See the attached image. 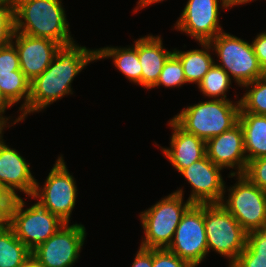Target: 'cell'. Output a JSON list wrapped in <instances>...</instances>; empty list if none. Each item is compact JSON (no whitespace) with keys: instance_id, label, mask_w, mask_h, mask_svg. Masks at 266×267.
I'll return each mask as SVG.
<instances>
[{"instance_id":"cell-8","label":"cell","mask_w":266,"mask_h":267,"mask_svg":"<svg viewBox=\"0 0 266 267\" xmlns=\"http://www.w3.org/2000/svg\"><path fill=\"white\" fill-rule=\"evenodd\" d=\"M39 186L36 182L31 198L39 199L37 202L43 208L58 216L63 222L69 223L78 193L76 181L69 173L62 155L50 170L44 187Z\"/></svg>"},{"instance_id":"cell-24","label":"cell","mask_w":266,"mask_h":267,"mask_svg":"<svg viewBox=\"0 0 266 267\" xmlns=\"http://www.w3.org/2000/svg\"><path fill=\"white\" fill-rule=\"evenodd\" d=\"M230 267H266V229L247 233L245 249Z\"/></svg>"},{"instance_id":"cell-21","label":"cell","mask_w":266,"mask_h":267,"mask_svg":"<svg viewBox=\"0 0 266 267\" xmlns=\"http://www.w3.org/2000/svg\"><path fill=\"white\" fill-rule=\"evenodd\" d=\"M202 49L189 51L173 50V53L180 59L187 83L199 84L204 75L215 63L210 54L212 49L209 42H200Z\"/></svg>"},{"instance_id":"cell-11","label":"cell","mask_w":266,"mask_h":267,"mask_svg":"<svg viewBox=\"0 0 266 267\" xmlns=\"http://www.w3.org/2000/svg\"><path fill=\"white\" fill-rule=\"evenodd\" d=\"M85 238L84 225L65 223L33 250L32 255L43 267H71L80 257Z\"/></svg>"},{"instance_id":"cell-20","label":"cell","mask_w":266,"mask_h":267,"mask_svg":"<svg viewBox=\"0 0 266 267\" xmlns=\"http://www.w3.org/2000/svg\"><path fill=\"white\" fill-rule=\"evenodd\" d=\"M135 45L129 47H104L96 49V58L113 59L116 68L133 83L141 85L142 67L138 58V39L134 41Z\"/></svg>"},{"instance_id":"cell-2","label":"cell","mask_w":266,"mask_h":267,"mask_svg":"<svg viewBox=\"0 0 266 267\" xmlns=\"http://www.w3.org/2000/svg\"><path fill=\"white\" fill-rule=\"evenodd\" d=\"M61 1L14 0L15 32L50 39L61 46L74 43Z\"/></svg>"},{"instance_id":"cell-22","label":"cell","mask_w":266,"mask_h":267,"mask_svg":"<svg viewBox=\"0 0 266 267\" xmlns=\"http://www.w3.org/2000/svg\"><path fill=\"white\" fill-rule=\"evenodd\" d=\"M31 82L26 78L22 71H12V74H0V89L4 96L14 105L20 100H24L19 108L21 114L13 125L17 122L25 120L29 114V98H30Z\"/></svg>"},{"instance_id":"cell-12","label":"cell","mask_w":266,"mask_h":267,"mask_svg":"<svg viewBox=\"0 0 266 267\" xmlns=\"http://www.w3.org/2000/svg\"><path fill=\"white\" fill-rule=\"evenodd\" d=\"M219 8L228 9L222 0H188L174 28L199 43L210 42L224 31L219 23Z\"/></svg>"},{"instance_id":"cell-25","label":"cell","mask_w":266,"mask_h":267,"mask_svg":"<svg viewBox=\"0 0 266 267\" xmlns=\"http://www.w3.org/2000/svg\"><path fill=\"white\" fill-rule=\"evenodd\" d=\"M231 78L220 66L214 63L197 85L203 95L219 100H229L226 92L230 89Z\"/></svg>"},{"instance_id":"cell-38","label":"cell","mask_w":266,"mask_h":267,"mask_svg":"<svg viewBox=\"0 0 266 267\" xmlns=\"http://www.w3.org/2000/svg\"><path fill=\"white\" fill-rule=\"evenodd\" d=\"M21 267H43L40 262L31 255Z\"/></svg>"},{"instance_id":"cell-6","label":"cell","mask_w":266,"mask_h":267,"mask_svg":"<svg viewBox=\"0 0 266 267\" xmlns=\"http://www.w3.org/2000/svg\"><path fill=\"white\" fill-rule=\"evenodd\" d=\"M209 43L220 61L216 65L222 67L231 79L234 78L239 87L255 81L265 73L252 43L224 31Z\"/></svg>"},{"instance_id":"cell-9","label":"cell","mask_w":266,"mask_h":267,"mask_svg":"<svg viewBox=\"0 0 266 267\" xmlns=\"http://www.w3.org/2000/svg\"><path fill=\"white\" fill-rule=\"evenodd\" d=\"M236 178L238 181L228 189V199L223 198L220 204L247 233L266 229V191L251 183L244 175H236Z\"/></svg>"},{"instance_id":"cell-18","label":"cell","mask_w":266,"mask_h":267,"mask_svg":"<svg viewBox=\"0 0 266 267\" xmlns=\"http://www.w3.org/2000/svg\"><path fill=\"white\" fill-rule=\"evenodd\" d=\"M158 35H148L138 39V58L142 67L141 86L151 89L157 82L163 65L173 50H165Z\"/></svg>"},{"instance_id":"cell-37","label":"cell","mask_w":266,"mask_h":267,"mask_svg":"<svg viewBox=\"0 0 266 267\" xmlns=\"http://www.w3.org/2000/svg\"><path fill=\"white\" fill-rule=\"evenodd\" d=\"M253 0H222V3L227 6L228 8H232L236 5H240V4H246L249 3Z\"/></svg>"},{"instance_id":"cell-26","label":"cell","mask_w":266,"mask_h":267,"mask_svg":"<svg viewBox=\"0 0 266 267\" xmlns=\"http://www.w3.org/2000/svg\"><path fill=\"white\" fill-rule=\"evenodd\" d=\"M243 87L249 90H246L243 97L239 99V113L266 115V73Z\"/></svg>"},{"instance_id":"cell-15","label":"cell","mask_w":266,"mask_h":267,"mask_svg":"<svg viewBox=\"0 0 266 267\" xmlns=\"http://www.w3.org/2000/svg\"><path fill=\"white\" fill-rule=\"evenodd\" d=\"M12 44L19 56L20 69L30 82L49 67L61 47L59 43L50 39L18 32H14Z\"/></svg>"},{"instance_id":"cell-27","label":"cell","mask_w":266,"mask_h":267,"mask_svg":"<svg viewBox=\"0 0 266 267\" xmlns=\"http://www.w3.org/2000/svg\"><path fill=\"white\" fill-rule=\"evenodd\" d=\"M187 84L180 59L172 53L163 65L156 84L152 87H181Z\"/></svg>"},{"instance_id":"cell-1","label":"cell","mask_w":266,"mask_h":267,"mask_svg":"<svg viewBox=\"0 0 266 267\" xmlns=\"http://www.w3.org/2000/svg\"><path fill=\"white\" fill-rule=\"evenodd\" d=\"M96 50L75 42L61 46L49 67L30 84L29 114L38 112L65 95L73 94L71 83L85 66L96 61Z\"/></svg>"},{"instance_id":"cell-29","label":"cell","mask_w":266,"mask_h":267,"mask_svg":"<svg viewBox=\"0 0 266 267\" xmlns=\"http://www.w3.org/2000/svg\"><path fill=\"white\" fill-rule=\"evenodd\" d=\"M243 175L251 183L266 191V157L248 161Z\"/></svg>"},{"instance_id":"cell-7","label":"cell","mask_w":266,"mask_h":267,"mask_svg":"<svg viewBox=\"0 0 266 267\" xmlns=\"http://www.w3.org/2000/svg\"><path fill=\"white\" fill-rule=\"evenodd\" d=\"M25 202L16 198L12 211L10 227L15 236L31 251L55 234L65 222L38 202L24 210Z\"/></svg>"},{"instance_id":"cell-4","label":"cell","mask_w":266,"mask_h":267,"mask_svg":"<svg viewBox=\"0 0 266 267\" xmlns=\"http://www.w3.org/2000/svg\"><path fill=\"white\" fill-rule=\"evenodd\" d=\"M183 190L178 189L159 202L141 212L140 220L144 238L141 247L149 249H167L183 214L192 205L183 200Z\"/></svg>"},{"instance_id":"cell-32","label":"cell","mask_w":266,"mask_h":267,"mask_svg":"<svg viewBox=\"0 0 266 267\" xmlns=\"http://www.w3.org/2000/svg\"><path fill=\"white\" fill-rule=\"evenodd\" d=\"M17 197L0 187V228L9 226L11 211Z\"/></svg>"},{"instance_id":"cell-16","label":"cell","mask_w":266,"mask_h":267,"mask_svg":"<svg viewBox=\"0 0 266 267\" xmlns=\"http://www.w3.org/2000/svg\"><path fill=\"white\" fill-rule=\"evenodd\" d=\"M37 179L30 171V164L16 149L8 147L0 138V187L19 197L16 191L32 197Z\"/></svg>"},{"instance_id":"cell-36","label":"cell","mask_w":266,"mask_h":267,"mask_svg":"<svg viewBox=\"0 0 266 267\" xmlns=\"http://www.w3.org/2000/svg\"><path fill=\"white\" fill-rule=\"evenodd\" d=\"M164 0H139L137 2V6L136 8L134 9V12H137L140 8H144L146 6H149L151 4H154V3H158V2H162Z\"/></svg>"},{"instance_id":"cell-39","label":"cell","mask_w":266,"mask_h":267,"mask_svg":"<svg viewBox=\"0 0 266 267\" xmlns=\"http://www.w3.org/2000/svg\"><path fill=\"white\" fill-rule=\"evenodd\" d=\"M10 122H7L1 115H0V138L2 137V132L3 129H5V127H7V124H9Z\"/></svg>"},{"instance_id":"cell-30","label":"cell","mask_w":266,"mask_h":267,"mask_svg":"<svg viewBox=\"0 0 266 267\" xmlns=\"http://www.w3.org/2000/svg\"><path fill=\"white\" fill-rule=\"evenodd\" d=\"M152 267H192L167 249H152Z\"/></svg>"},{"instance_id":"cell-13","label":"cell","mask_w":266,"mask_h":267,"mask_svg":"<svg viewBox=\"0 0 266 267\" xmlns=\"http://www.w3.org/2000/svg\"><path fill=\"white\" fill-rule=\"evenodd\" d=\"M221 170L205 156L180 172L192 186L188 197L192 204L221 203L226 192Z\"/></svg>"},{"instance_id":"cell-35","label":"cell","mask_w":266,"mask_h":267,"mask_svg":"<svg viewBox=\"0 0 266 267\" xmlns=\"http://www.w3.org/2000/svg\"><path fill=\"white\" fill-rule=\"evenodd\" d=\"M13 104L4 96L3 92L0 89V115L8 122L9 117H5L4 114L6 109L12 107Z\"/></svg>"},{"instance_id":"cell-34","label":"cell","mask_w":266,"mask_h":267,"mask_svg":"<svg viewBox=\"0 0 266 267\" xmlns=\"http://www.w3.org/2000/svg\"><path fill=\"white\" fill-rule=\"evenodd\" d=\"M131 267H152V249L140 246Z\"/></svg>"},{"instance_id":"cell-3","label":"cell","mask_w":266,"mask_h":267,"mask_svg":"<svg viewBox=\"0 0 266 267\" xmlns=\"http://www.w3.org/2000/svg\"><path fill=\"white\" fill-rule=\"evenodd\" d=\"M235 103L219 99L199 101L182 109L172 119L185 131L207 141L238 123L240 100Z\"/></svg>"},{"instance_id":"cell-17","label":"cell","mask_w":266,"mask_h":267,"mask_svg":"<svg viewBox=\"0 0 266 267\" xmlns=\"http://www.w3.org/2000/svg\"><path fill=\"white\" fill-rule=\"evenodd\" d=\"M168 123L173 130L170 139L171 148H160L172 166L181 172L206 156V141L185 131L173 119Z\"/></svg>"},{"instance_id":"cell-23","label":"cell","mask_w":266,"mask_h":267,"mask_svg":"<svg viewBox=\"0 0 266 267\" xmlns=\"http://www.w3.org/2000/svg\"><path fill=\"white\" fill-rule=\"evenodd\" d=\"M31 255L10 226L0 228V267H21Z\"/></svg>"},{"instance_id":"cell-31","label":"cell","mask_w":266,"mask_h":267,"mask_svg":"<svg viewBox=\"0 0 266 267\" xmlns=\"http://www.w3.org/2000/svg\"><path fill=\"white\" fill-rule=\"evenodd\" d=\"M12 71H21V69L17 50L11 43L0 48V74H12Z\"/></svg>"},{"instance_id":"cell-40","label":"cell","mask_w":266,"mask_h":267,"mask_svg":"<svg viewBox=\"0 0 266 267\" xmlns=\"http://www.w3.org/2000/svg\"><path fill=\"white\" fill-rule=\"evenodd\" d=\"M0 2H14V0H0Z\"/></svg>"},{"instance_id":"cell-5","label":"cell","mask_w":266,"mask_h":267,"mask_svg":"<svg viewBox=\"0 0 266 267\" xmlns=\"http://www.w3.org/2000/svg\"><path fill=\"white\" fill-rule=\"evenodd\" d=\"M204 223L208 252L229 259V267L245 249L247 232L220 203L204 204Z\"/></svg>"},{"instance_id":"cell-33","label":"cell","mask_w":266,"mask_h":267,"mask_svg":"<svg viewBox=\"0 0 266 267\" xmlns=\"http://www.w3.org/2000/svg\"><path fill=\"white\" fill-rule=\"evenodd\" d=\"M252 46L261 68L266 73V31L256 36L252 41Z\"/></svg>"},{"instance_id":"cell-10","label":"cell","mask_w":266,"mask_h":267,"mask_svg":"<svg viewBox=\"0 0 266 267\" xmlns=\"http://www.w3.org/2000/svg\"><path fill=\"white\" fill-rule=\"evenodd\" d=\"M192 267H197L208 253L204 223V204H192L183 214L167 248Z\"/></svg>"},{"instance_id":"cell-14","label":"cell","mask_w":266,"mask_h":267,"mask_svg":"<svg viewBox=\"0 0 266 267\" xmlns=\"http://www.w3.org/2000/svg\"><path fill=\"white\" fill-rule=\"evenodd\" d=\"M206 156L222 169L232 168L229 177L243 175L247 158L244 148V133L238 122L230 130L206 141Z\"/></svg>"},{"instance_id":"cell-19","label":"cell","mask_w":266,"mask_h":267,"mask_svg":"<svg viewBox=\"0 0 266 267\" xmlns=\"http://www.w3.org/2000/svg\"><path fill=\"white\" fill-rule=\"evenodd\" d=\"M247 161L266 157V115L239 113Z\"/></svg>"},{"instance_id":"cell-28","label":"cell","mask_w":266,"mask_h":267,"mask_svg":"<svg viewBox=\"0 0 266 267\" xmlns=\"http://www.w3.org/2000/svg\"><path fill=\"white\" fill-rule=\"evenodd\" d=\"M14 32V2H0V48L12 43Z\"/></svg>"}]
</instances>
